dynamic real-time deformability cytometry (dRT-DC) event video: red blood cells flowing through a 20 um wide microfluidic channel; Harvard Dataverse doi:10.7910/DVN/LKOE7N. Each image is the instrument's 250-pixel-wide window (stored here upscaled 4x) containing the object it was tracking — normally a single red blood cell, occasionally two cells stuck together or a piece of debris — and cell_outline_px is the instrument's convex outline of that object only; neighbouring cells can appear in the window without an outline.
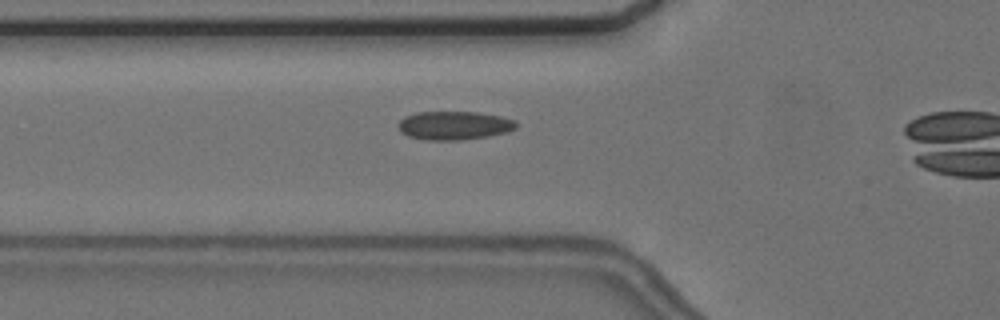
{"species": "common noctule bat (a hibernating species)", "species_latin": "Nyctalus noctula", "temperature_condition": "cold", "stored_images_in_passage": 16, "camera_frame_rate_fps": 3000, "um_per_image_px": 0.085, "animal": {"sex": "female", "body_mass_g": 24.6, "forearm_length_mm": 56.2}, "frame": {"image": 1, "passage_image": 14, "time_ms": 4.333, "image_size_px": [1000, 320], "cell_outline_px": [[516, 128], [508, 132], [488, 136], [460, 140], [424, 140], [408, 136], [400, 132], [396, 124], [404, 116], [416, 112], [476, 112], [500, 116], [516, 120]], "centroid_in_image_um": [38.57, 10.66], "position_along_channel_um": 87.2, "area_um2": 19.83}}